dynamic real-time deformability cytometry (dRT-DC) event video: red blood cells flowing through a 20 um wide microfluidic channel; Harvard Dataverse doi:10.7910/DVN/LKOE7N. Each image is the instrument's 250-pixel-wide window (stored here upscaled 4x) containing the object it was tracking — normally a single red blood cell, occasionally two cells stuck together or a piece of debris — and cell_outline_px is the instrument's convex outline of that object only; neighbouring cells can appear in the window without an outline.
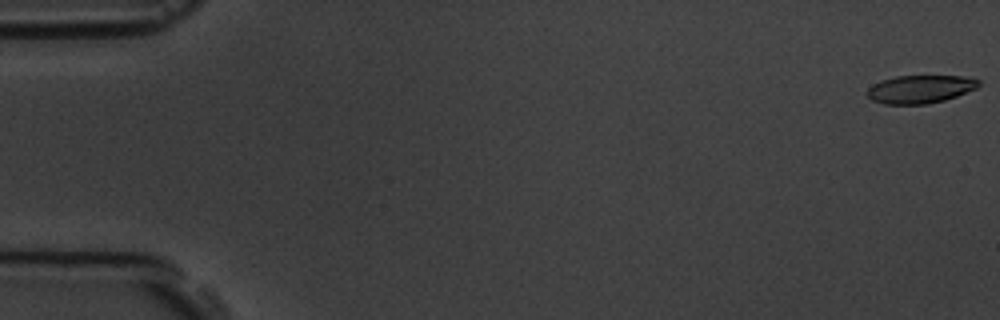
{"species": "common noctule bat (a hibernating species)", "species_latin": "Nyctalus noctula", "temperature_condition": "room temperature", "stored_images_in_passage": 8, "camera_frame_rate_fps": 3000, "um_per_image_px": 0.085, "animal": {"sex": "male", "body_mass_g": 19.5, "forearm_length_mm": 54.6}, "frame": {"image": 1, "passage_image": 1, "time_ms": 0.0, "image_size_px": [1000, 320], "cell_outline_px": [[980, 84], [976, 88], [956, 96], [944, 100], [928, 104], [884, 104], [872, 100], [864, 92], [872, 84], [880, 80], [896, 76], [960, 76], [980, 80]], "centroid_in_image_um": [78.16, 7.58], "position_along_channel_um": 6.8, "area_um2": 18.26}}
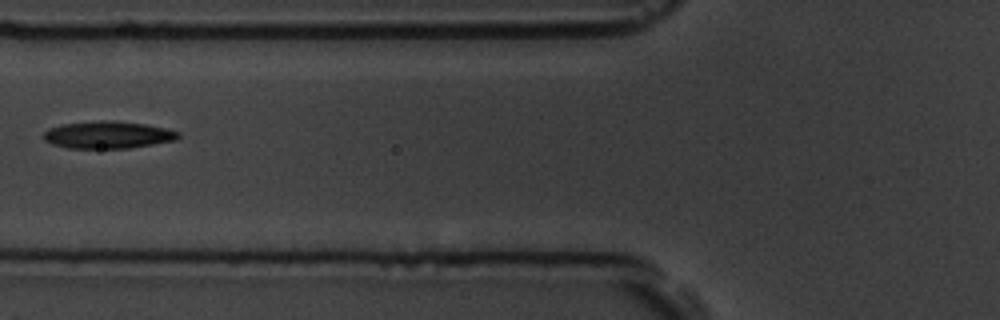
{"frame": {"image": 2, "passage_image": 7, "time_ms": 7.0, "image_size_px": [1000, 320], "cell_outline_px": [[180, 136], [176, 140], [128, 148], [68, 148], [52, 144], [44, 140], [44, 132], [48, 128], [60, 124], [104, 120], [116, 120], [144, 124], [164, 128], [180, 132]], "centroid_in_image_um": [9.15, 11.45], "position_along_channel_um": 116.7, "area_um2": 21.39}}
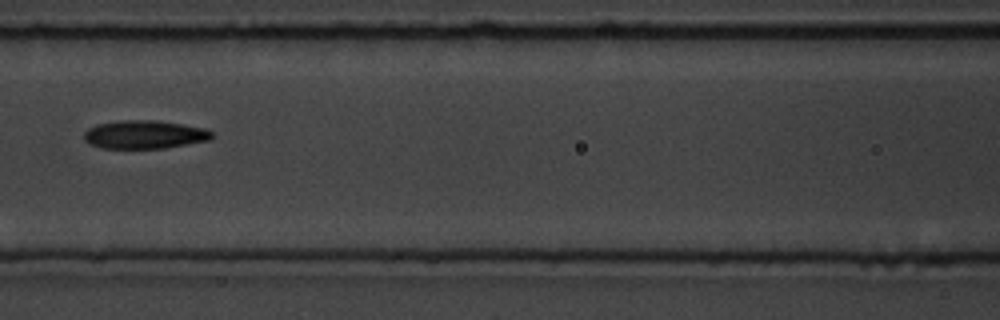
{"frame": {"image": 3, "passage_image": 8, "time_ms": 8.0, "image_size_px": [1000, 320], "cell_outline_px": [[212, 136], [208, 140], [164, 148], [100, 148], [84, 140], [84, 132], [88, 128], [96, 124], [120, 120], [156, 120], [204, 128], [212, 132]], "centroid_in_image_um": [12.23, 11.43], "position_along_channel_um": 154.4, "area_um2": 20.92}}